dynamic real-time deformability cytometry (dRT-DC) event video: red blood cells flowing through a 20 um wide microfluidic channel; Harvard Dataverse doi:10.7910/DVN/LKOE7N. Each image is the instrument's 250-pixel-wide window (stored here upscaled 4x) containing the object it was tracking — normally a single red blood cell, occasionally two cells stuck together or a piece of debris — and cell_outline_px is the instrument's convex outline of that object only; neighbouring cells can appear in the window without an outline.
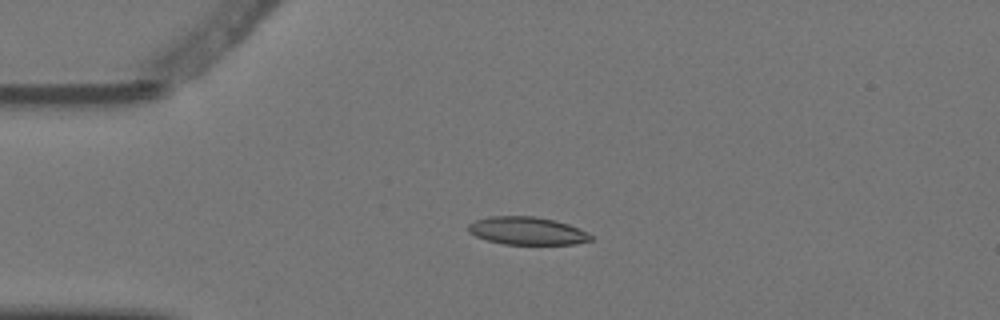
{"species": "Egyptian fruit bat (a non-hibernating species)", "species_latin": "Rousettus aegyptiacus", "temperature_condition": "warm", "stored_images_in_passage": 3, "camera_frame_rate_fps": 3000, "um_per_image_px": 0.085, "animal": {"sex": "female"}, "frame": {"image": 1, "passage_image": 2, "time_ms": 0.333, "image_size_px": [1000, 320], "cell_outline_px": [[592, 240], [572, 244], [504, 244], [488, 240], [476, 236], [468, 232], [468, 224], [476, 220], [488, 216], [536, 216], [556, 220], [580, 228], [588, 232], [592, 236]], "centroid_in_image_um": [44.81, 19.61], "position_along_channel_um": 40.2, "area_um2": 19.94}}